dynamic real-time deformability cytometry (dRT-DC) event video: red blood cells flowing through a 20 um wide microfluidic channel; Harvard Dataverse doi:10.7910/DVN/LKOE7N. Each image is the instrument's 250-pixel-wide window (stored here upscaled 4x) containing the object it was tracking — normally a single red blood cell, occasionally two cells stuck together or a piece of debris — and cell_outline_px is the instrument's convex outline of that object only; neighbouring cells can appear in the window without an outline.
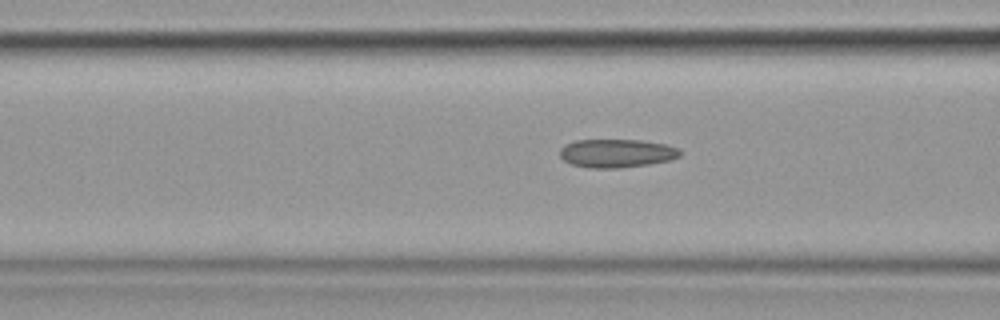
{"species": "common noctule bat (a hibernating species)", "species_latin": "Nyctalus noctula", "temperature_condition": "cold", "stored_images_in_passage": 11, "camera_frame_rate_fps": 3000, "um_per_image_px": 0.085, "animal": {"sex": "female", "body_mass_g": 19.9}, "frame": {"image": 1, "passage_image": 8, "time_ms": 2.333, "image_size_px": [1000, 320], "cell_outline_px": [[680, 156], [668, 160], [648, 164], [620, 168], [588, 168], [572, 164], [564, 160], [560, 156], [560, 148], [564, 144], [576, 140], [640, 140], [664, 144], [676, 148], [680, 152]], "centroid_in_image_um": [52.35, 13.03], "position_along_channel_um": 114.2, "area_um2": 19.77}}